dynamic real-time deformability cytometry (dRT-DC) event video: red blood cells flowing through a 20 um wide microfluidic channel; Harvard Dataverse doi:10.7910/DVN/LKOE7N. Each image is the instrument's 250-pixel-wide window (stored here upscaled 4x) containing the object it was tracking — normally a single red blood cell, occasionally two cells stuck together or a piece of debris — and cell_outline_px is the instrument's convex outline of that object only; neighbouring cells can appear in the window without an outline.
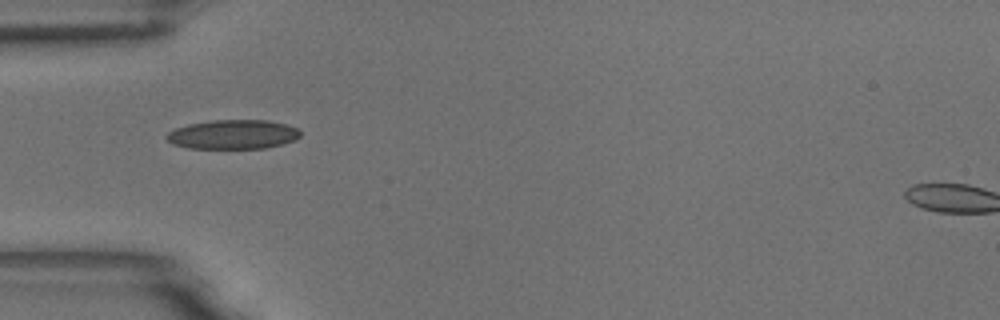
{"species": "common noctule bat (a hibernating species)", "species_latin": "Nyctalus noctula", "temperature_condition": "room temperature", "stored_images_in_passage": 9, "camera_frame_rate_fps": 3000, "um_per_image_px": 0.085, "animal": {"sex": "male", "body_mass_g": 18.8}, "frame": {"image": 1, "passage_image": 1, "time_ms": 0.0, "image_size_px": [1000, 320], "cell_outline_px": [[300, 136], [292, 140], [280, 144], [264, 148], [188, 148], [172, 144], [164, 136], [168, 132], [176, 128], [188, 124], [212, 120], [268, 120], [288, 124], [300, 128]], "centroid_in_image_um": [19.8, 11.41], "position_along_channel_um": 65.2, "area_um2": 22.83}}
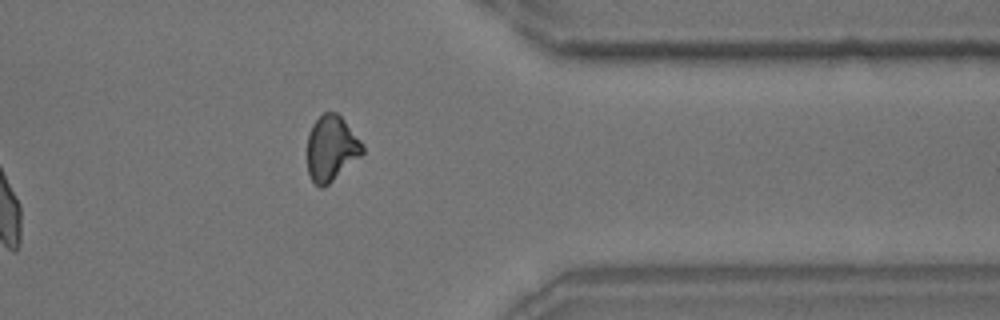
{"frame": {"image": 2, "passage_image": 9, "time_ms": 2.667, "image_size_px": [1000, 320], "cell_outline_px": [[364, 152], [360, 156], [324, 188], [320, 188], [312, 180], [308, 172], [308, 132], [312, 124], [324, 112], [336, 112], [344, 120], [364, 144]], "centroid_in_image_um": [28.16, 12.6], "position_along_channel_um": 383.2, "area_um2": 20.92}}